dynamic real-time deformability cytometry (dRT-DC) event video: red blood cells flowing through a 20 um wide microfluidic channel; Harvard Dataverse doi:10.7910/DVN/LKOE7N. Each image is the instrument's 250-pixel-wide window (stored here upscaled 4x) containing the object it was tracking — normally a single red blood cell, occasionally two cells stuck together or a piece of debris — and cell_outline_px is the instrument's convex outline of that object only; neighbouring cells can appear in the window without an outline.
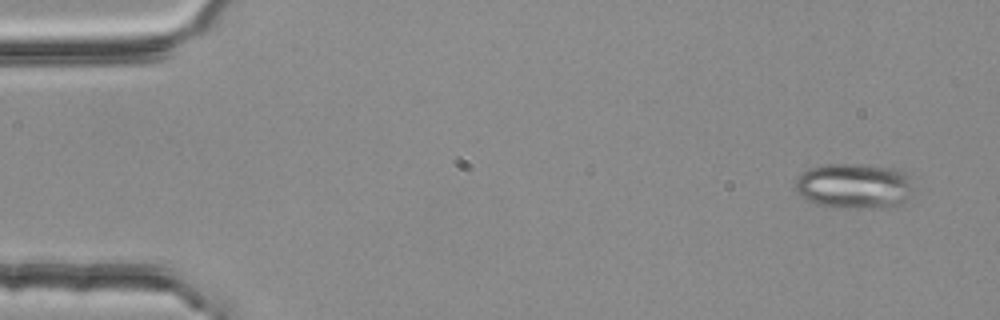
{"species": "common noctule bat (a hibernating species)", "species_latin": "Nyctalus noctula", "temperature_condition": "room temperature", "stored_images_in_passage": 4, "camera_frame_rate_fps": 3000, "um_per_image_px": 0.085, "animal": {"sex": "female", "body_mass_g": 25.1}, "frame": {"image": 1, "passage_image": 1, "time_ms": 0.0, "image_size_px": [1000, 320], "cell_outline_px": [[912, 196], [908, 200], [900, 204], [856, 208], [820, 204], [808, 200], [800, 196], [796, 192], [796, 180], [804, 172], [812, 168], [832, 164], [860, 164], [900, 168], [908, 176], [912, 192]], "centroid_in_image_um": [72.65, 15.78], "position_along_channel_um": 12.4, "area_um2": 30.63}}